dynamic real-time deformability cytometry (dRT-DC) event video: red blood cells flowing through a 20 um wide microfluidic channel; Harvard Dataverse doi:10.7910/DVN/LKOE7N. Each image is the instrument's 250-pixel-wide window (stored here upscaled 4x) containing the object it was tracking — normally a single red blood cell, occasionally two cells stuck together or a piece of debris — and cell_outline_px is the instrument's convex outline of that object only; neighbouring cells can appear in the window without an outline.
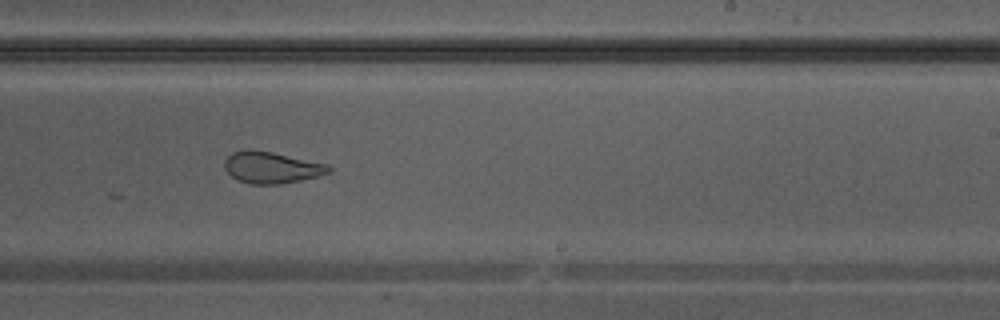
{"species": "Egyptian fruit bat (a non-hibernating species)", "species_latin": "Rousettus aegyptiacus", "temperature_condition": "warm", "stored_images_in_passage": 19, "camera_frame_rate_fps": 3000, "um_per_image_px": 0.085, "animal": {"sex": "male"}, "frame": {"image": 1, "passage_image": 14, "time_ms": 4.333, "image_size_px": [1000, 320], "cell_outline_px": [[332, 172], [300, 180], [280, 184], [248, 184], [236, 180], [224, 168], [224, 160], [232, 152], [272, 152], [328, 164], [332, 168]], "centroid_in_image_um": [23.1, 14.27], "position_along_channel_um": 265.9, "area_um2": 18.73}}